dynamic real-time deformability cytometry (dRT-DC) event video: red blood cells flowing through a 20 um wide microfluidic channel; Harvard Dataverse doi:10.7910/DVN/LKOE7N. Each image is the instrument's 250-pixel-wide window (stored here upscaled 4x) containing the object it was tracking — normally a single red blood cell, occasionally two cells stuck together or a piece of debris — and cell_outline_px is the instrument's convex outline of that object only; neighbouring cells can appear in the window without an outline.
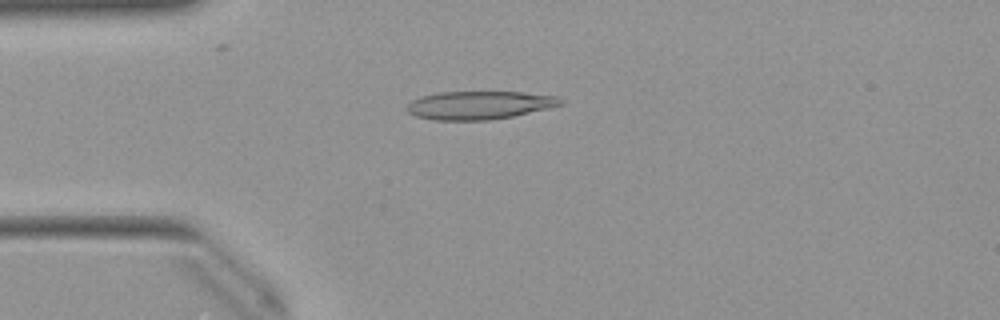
{"species": "Egyptian fruit bat (a non-hibernating species)", "species_latin": "Rousettus aegyptiacus", "temperature_condition": "warm", "stored_images_in_passage": 42, "camera_frame_rate_fps": 3000, "um_per_image_px": 0.085, "animal": {"sex": "female"}, "frame": {"image": 1, "passage_image": 4, "time_ms": 1.0, "image_size_px": [1000, 320], "cell_outline_px": [[564, 104], [548, 108], [512, 116], [488, 120], [432, 120], [416, 116], [408, 112], [404, 108], [412, 100], [420, 96], [440, 92], [524, 92], [556, 96], [564, 100]], "centroid_in_image_um": [40.72, 8.93], "position_along_channel_um": 44.3, "area_um2": 25.32}}
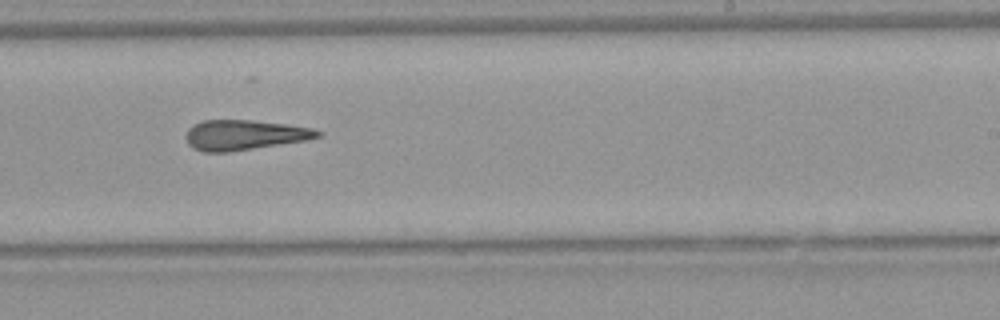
{"frame": {"image": 2, "passage_image": 22, "time_ms": 7.0, "image_size_px": [1000, 320], "cell_outline_px": [[320, 136], [308, 140], [232, 152], [204, 152], [192, 148], [188, 144], [184, 136], [188, 128], [192, 124], [204, 120], [252, 120], [284, 124], [312, 128], [320, 132]], "centroid_in_image_um": [20.71, 11.48], "position_along_channel_um": 268.3, "area_um2": 23.29}}
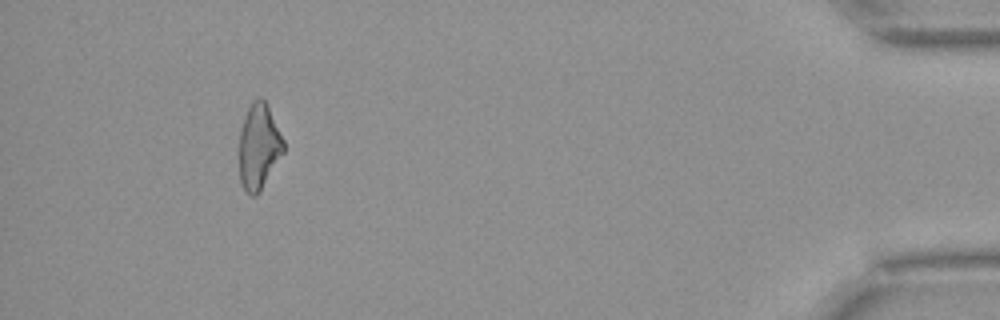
{"frame": {"image": 3, "passage_image": 38, "time_ms": 12.333, "image_size_px": [1000, 320], "cell_outline_px": [[284, 152], [260, 192], [256, 196], [248, 196], [244, 192], [240, 180], [240, 132], [244, 116], [252, 100], [260, 96], [268, 104], [284, 140]], "centroid_in_image_um": [22.01, 12.47], "position_along_channel_um": 413.2, "area_um2": 22.37}, "authors_computed_cell_mechanics": {"area_um2": 23.3801, "velocity_mm_per_s": 4.013, "shape_relaxation_time_tau1_ms": null, "shape_relaxation_time_tau2_ms": 7.0348, "deformation_change_tau1": null, "deformation_change_tau2": 0.247}}